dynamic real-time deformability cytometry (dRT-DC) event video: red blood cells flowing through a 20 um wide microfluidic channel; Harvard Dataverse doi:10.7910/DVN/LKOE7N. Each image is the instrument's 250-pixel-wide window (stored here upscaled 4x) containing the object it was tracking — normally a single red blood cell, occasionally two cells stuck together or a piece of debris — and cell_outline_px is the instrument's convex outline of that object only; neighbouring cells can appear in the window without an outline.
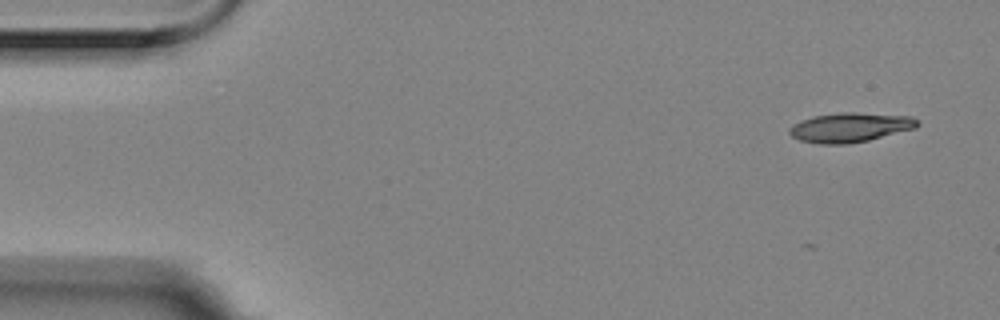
{"species": "Egyptian fruit bat (a non-hibernating species)", "species_latin": "Rousettus aegyptiacus", "temperature_condition": "room temperature", "stored_images_in_passage": 3, "camera_frame_rate_fps": 3000, "um_per_image_px": 0.085, "animal": {"sex": "female"}, "frame": {"image": 1, "passage_image": 1, "time_ms": 0.0, "image_size_px": [1000, 320], "cell_outline_px": [[920, 124], [916, 128], [868, 140], [848, 144], [820, 144], [800, 140], [792, 136], [788, 132], [788, 128], [812, 116], [840, 112], [856, 112], [912, 116]], "centroid_in_image_um": [72.27, 10.82], "position_along_channel_um": 12.7, "area_um2": 21.91}}